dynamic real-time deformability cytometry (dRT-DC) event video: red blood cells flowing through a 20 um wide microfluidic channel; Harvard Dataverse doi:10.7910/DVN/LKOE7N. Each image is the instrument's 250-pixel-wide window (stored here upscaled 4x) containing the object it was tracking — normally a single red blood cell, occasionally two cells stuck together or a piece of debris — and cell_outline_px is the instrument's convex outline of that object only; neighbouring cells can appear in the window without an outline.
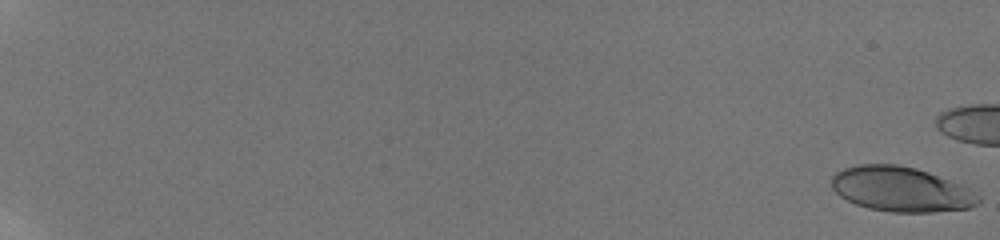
{"species": "human", "species_latin": "Homo sapiens", "temperature_condition": "room temperature", "stored_images_in_passage": 30, "camera_frame_rate_fps": 3000, "um_per_image_px": 0.085, "donor": {"sex": "male"}, "frame": {"image": 1, "passage_image": 1, "time_ms": 0.0, "image_size_px": [1000, 240], "cell_outline_px": [[980, 204], [968, 208], [932, 212], [892, 212], [868, 208], [856, 204], [840, 196], [832, 188], [832, 176], [836, 172], [844, 168], [860, 164], [896, 164], [916, 168], [928, 172], [960, 184], [968, 188], [980, 196]], "centroid_in_image_um": [76.59, 16.09], "position_along_channel_um": 8.4, "area_um2": 38.26}}
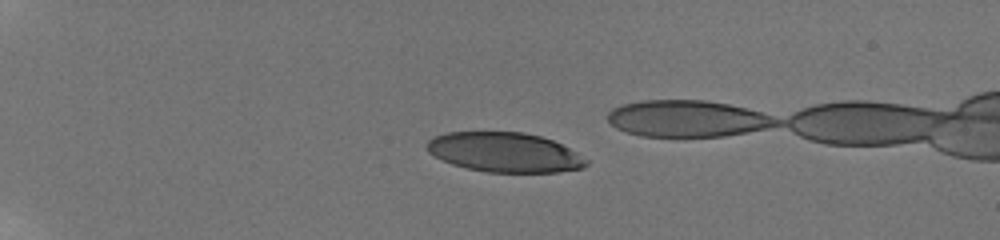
{"frame": {"image": 2, "passage_image": 18, "time_ms": 5.667, "image_size_px": [1000, 240], "cell_outline_px": [[588, 164], [584, 168], [560, 172], [484, 172], [452, 164], [428, 152], [428, 140], [432, 136], [448, 132], [524, 132], [540, 136], [552, 140], [576, 152], [588, 160]], "centroid_in_image_um": [42.91, 12.95], "position_along_channel_um": 42.1, "area_um2": 36.7}}